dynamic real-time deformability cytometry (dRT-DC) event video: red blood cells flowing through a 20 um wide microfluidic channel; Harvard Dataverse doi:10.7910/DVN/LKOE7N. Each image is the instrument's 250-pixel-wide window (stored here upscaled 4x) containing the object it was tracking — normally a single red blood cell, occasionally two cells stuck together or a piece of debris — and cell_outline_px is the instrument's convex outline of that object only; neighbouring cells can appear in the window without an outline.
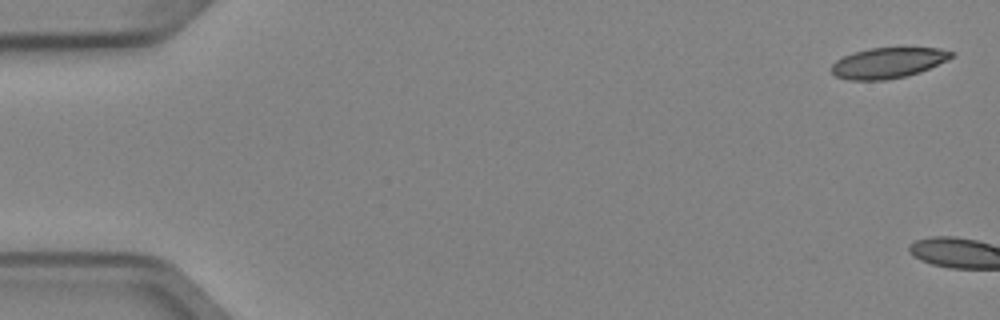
{"species": "Egyptian fruit bat (a non-hibernating species)", "species_latin": "Rousettus aegyptiacus", "temperature_condition": "cold", "stored_images_in_passage": 2, "camera_frame_rate_fps": 3000, "um_per_image_px": 0.085, "animal": {"sex": "female"}, "frame": {"image": 1, "passage_image": 1, "time_ms": 0.0, "image_size_px": [1000, 320], "cell_outline_px": [[956, 56], [948, 60], [920, 72], [904, 76], [884, 80], [848, 80], [836, 76], [828, 68], [836, 60], [852, 52], [868, 48], [940, 48], [956, 52]], "centroid_in_image_um": [75.49, 5.33], "position_along_channel_um": 9.5, "area_um2": 21.56}}